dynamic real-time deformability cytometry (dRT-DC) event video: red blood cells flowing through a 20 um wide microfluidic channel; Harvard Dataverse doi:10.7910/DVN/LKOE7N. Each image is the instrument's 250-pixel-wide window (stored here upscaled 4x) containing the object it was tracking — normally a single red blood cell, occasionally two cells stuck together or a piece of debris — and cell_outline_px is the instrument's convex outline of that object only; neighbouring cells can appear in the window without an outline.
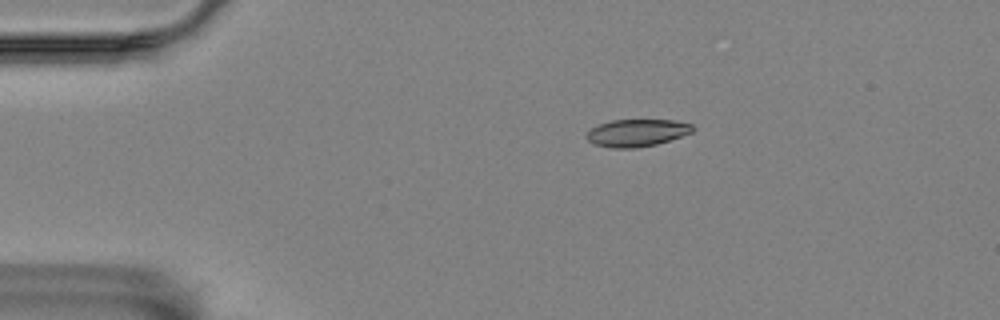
{"species": "Egyptian fruit bat (a non-hibernating species)", "species_latin": "Rousettus aegyptiacus", "temperature_condition": "room temperature", "stored_images_in_passage": 2, "camera_frame_rate_fps": 3000, "um_per_image_px": 0.085, "animal": {"sex": "female"}, "frame": {"image": 1, "passage_image": 1, "time_ms": 0.0, "image_size_px": [1000, 320], "cell_outline_px": [[696, 128], [692, 132], [656, 144], [636, 148], [612, 148], [596, 144], [588, 140], [584, 136], [592, 128], [600, 124], [612, 120], [672, 120], [692, 124]], "centroid_in_image_um": [54.14, 11.29], "position_along_channel_um": 30.9, "area_um2": 16.7}}